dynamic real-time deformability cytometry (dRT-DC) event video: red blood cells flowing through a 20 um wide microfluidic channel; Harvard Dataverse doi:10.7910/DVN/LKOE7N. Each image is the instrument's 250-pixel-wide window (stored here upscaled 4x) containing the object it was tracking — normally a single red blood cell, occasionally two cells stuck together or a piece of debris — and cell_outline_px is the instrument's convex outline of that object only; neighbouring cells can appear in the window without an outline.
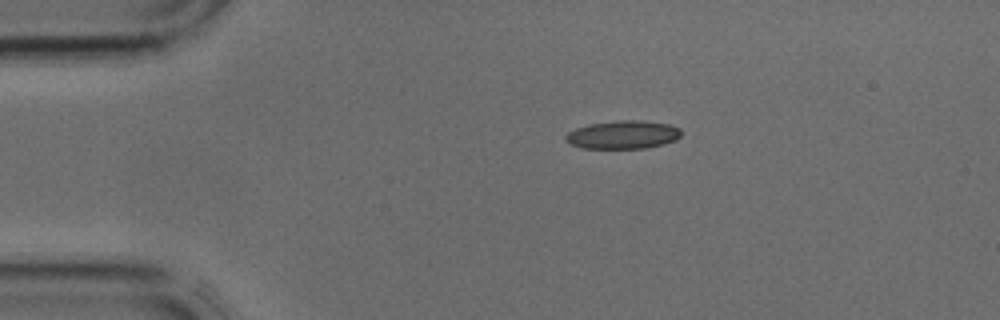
{"species": "common noctule bat (a hibernating species)", "species_latin": "Nyctalus noctula", "temperature_condition": "cold", "stored_images_in_passage": 1, "camera_frame_rate_fps": 3000, "um_per_image_px": 0.085, "animal": {"sex": "male", "body_mass_g": 17.9, "forearm_length_mm": 54.2}, "frame": {"image": 1, "passage_image": 1, "time_ms": 0.0, "image_size_px": [1000, 320], "cell_outline_px": [[680, 136], [676, 140], [664, 144], [644, 148], [584, 148], [572, 144], [564, 140], [564, 136], [568, 132], [576, 128], [588, 124], [620, 120], [640, 120], [668, 124], [680, 128]], "centroid_in_image_um": [52.94, 11.45], "position_along_channel_um": 32.1, "area_um2": 18.96}}